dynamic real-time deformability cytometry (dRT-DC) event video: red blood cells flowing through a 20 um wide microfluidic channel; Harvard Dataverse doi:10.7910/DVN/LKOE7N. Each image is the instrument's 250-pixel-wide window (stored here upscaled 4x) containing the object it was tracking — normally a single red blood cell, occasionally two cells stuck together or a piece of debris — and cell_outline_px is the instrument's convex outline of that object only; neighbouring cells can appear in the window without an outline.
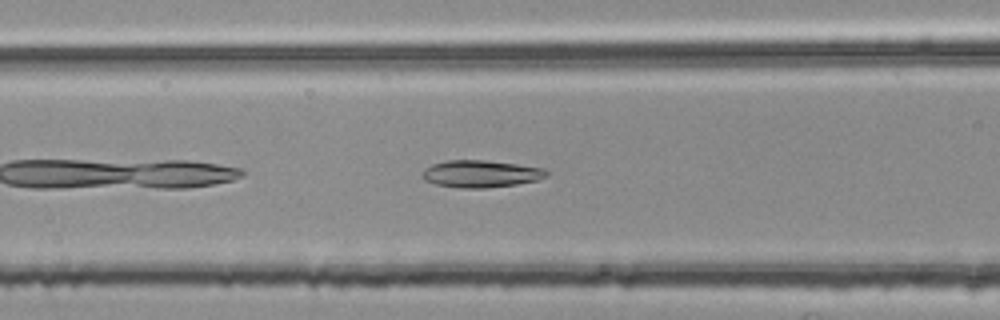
{"species": "common noctule bat (a hibernating species)", "species_latin": "Nyctalus noctula", "temperature_condition": "room temperature", "stored_images_in_passage": 24, "segment_of_instrument_passage": [1, 2], "camera_frame_rate_fps": 3000, "um_per_image_px": 0.085, "animal": {"sex": "female", "body_mass_g": 25.1}, "frame": {"image": 1, "passage_image": 7, "time_ms": 2.0, "image_size_px": [1000, 320], "cell_outline_px": [[548, 176], [536, 180], [516, 184], [484, 188], [460, 188], [436, 184], [424, 180], [420, 176], [420, 172], [424, 168], [432, 164], [448, 160], [484, 160], [516, 164], [544, 168], [548, 172]], "centroid_in_image_um": [40.82, 14.77], "position_along_channel_um": 125.8, "area_um2": 19.71}}
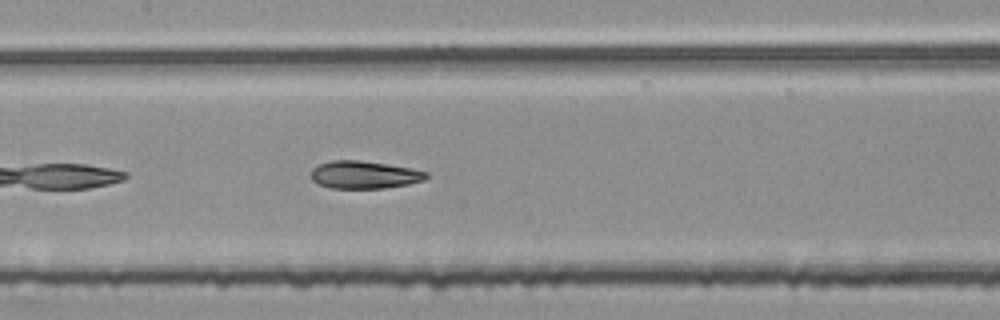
{"frame": {"image": 2, "passage_image": 11, "time_ms": 3.333, "image_size_px": [1000, 320], "cell_outline_px": [[428, 176], [424, 180], [408, 184], [384, 188], [332, 188], [316, 184], [312, 180], [312, 168], [320, 164], [332, 160], [360, 160], [388, 164], [412, 168], [428, 172]], "centroid_in_image_um": [30.97, 14.85], "position_along_channel_um": 176.4, "area_um2": 18.61}}
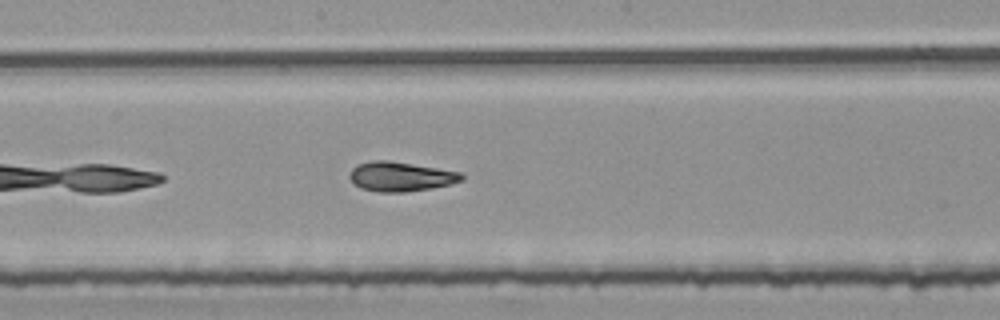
{"frame": {"image": 3, "passage_image": 14, "time_ms": 4.333, "image_size_px": [1000, 320], "cell_outline_px": [[464, 180], [452, 184], [432, 188], [404, 192], [380, 192], [360, 188], [352, 184], [348, 176], [352, 168], [356, 164], [372, 160], [388, 160], [460, 172], [464, 176]], "centroid_in_image_um": [34.01, 15.01], "position_along_channel_um": 214.2, "area_um2": 19.42}}